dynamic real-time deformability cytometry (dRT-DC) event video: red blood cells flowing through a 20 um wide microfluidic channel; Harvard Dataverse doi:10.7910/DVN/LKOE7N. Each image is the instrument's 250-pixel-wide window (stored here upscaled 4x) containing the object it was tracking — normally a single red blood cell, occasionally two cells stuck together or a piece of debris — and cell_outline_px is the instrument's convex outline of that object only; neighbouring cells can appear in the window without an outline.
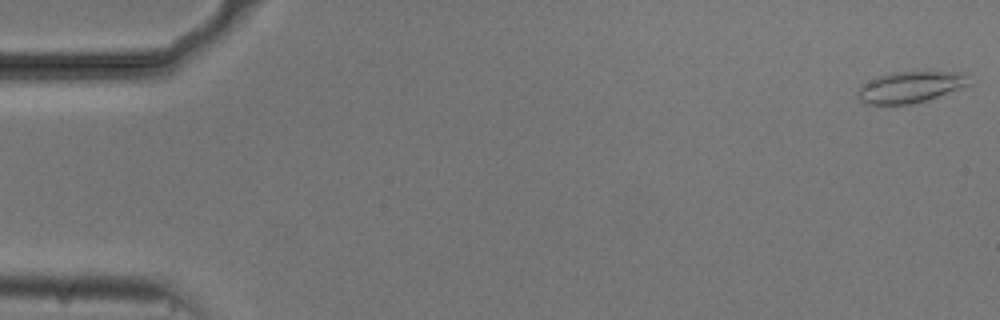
{"species": "common noctule bat (a hibernating species)", "species_latin": "Nyctalus noctula", "temperature_condition": "cold", "stored_images_in_passage": 54, "camera_frame_rate_fps": 3000, "um_per_image_px": 0.085, "animal": {"sex": "male", "body_mass_g": 20.5, "forearm_length_mm": 52.5}, "frame": {"image": 1, "passage_image": 1, "time_ms": 0.0, "image_size_px": [1000, 320], "cell_outline_px": [[972, 84], [928, 100], [908, 104], [868, 104], [860, 100], [856, 96], [856, 92], [864, 84], [880, 76], [892, 72], [964, 72]], "centroid_in_image_um": [77.41, 7.4], "position_along_channel_um": 7.6, "area_um2": 20.06}}
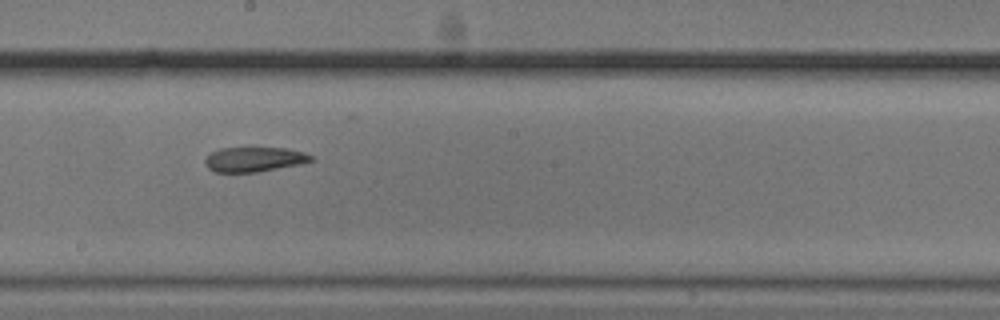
{"frame": {"image": 2, "passage_image": 30, "time_ms": 9.667, "image_size_px": [1000, 320], "cell_outline_px": [[316, 160], [300, 164], [256, 172], [216, 172], [208, 168], [204, 164], [204, 160], [212, 152], [220, 148], [288, 148], [304, 152], [312, 156]], "centroid_in_image_um": [21.63, 13.54], "position_along_channel_um": 226.6, "area_um2": 15.26}}
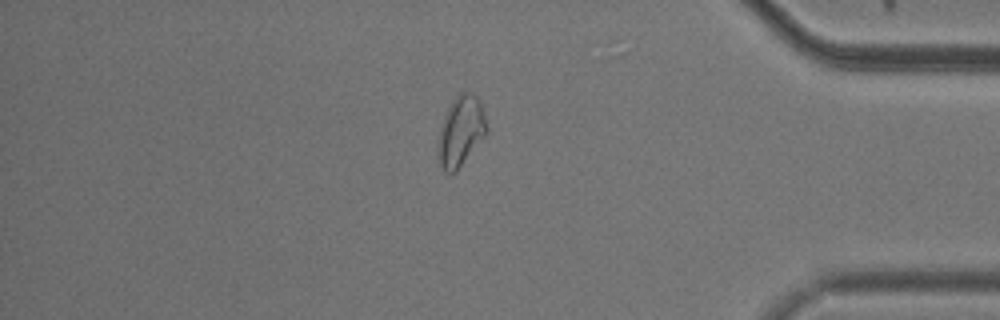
{"frame": {"image": 3, "passage_image": 46, "time_ms": 15.0, "image_size_px": [1000, 320], "cell_outline_px": [[488, 132], [456, 172], [444, 172], [440, 164], [436, 152], [436, 144], [440, 128], [444, 116], [452, 100], [460, 92], [472, 92], [480, 100], [488, 128]], "centroid_in_image_um": [39.15, 11.15], "position_along_channel_um": 396.0, "area_um2": 20.11}}